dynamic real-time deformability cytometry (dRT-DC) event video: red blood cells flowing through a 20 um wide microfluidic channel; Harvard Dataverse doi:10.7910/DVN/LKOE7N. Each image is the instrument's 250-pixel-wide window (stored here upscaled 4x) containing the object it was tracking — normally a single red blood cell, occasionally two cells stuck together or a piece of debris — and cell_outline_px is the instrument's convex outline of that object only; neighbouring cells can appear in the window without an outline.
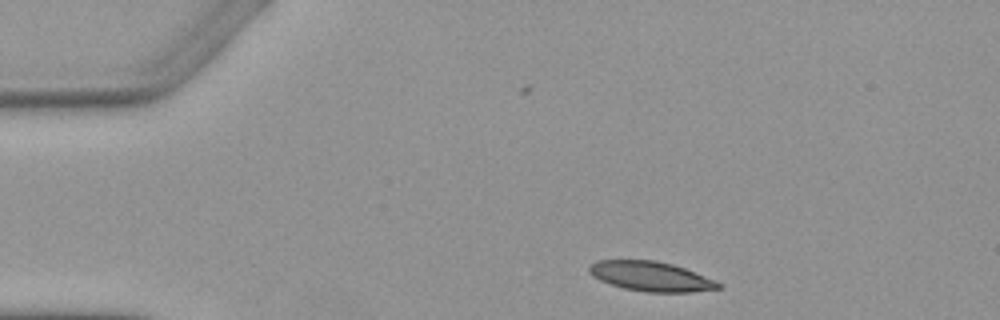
{"species": "Egyptian fruit bat (a non-hibernating species)", "species_latin": "Rousettus aegyptiacus", "temperature_condition": "warm", "stored_images_in_passage": 2, "camera_frame_rate_fps": 3000, "um_per_image_px": 0.085, "animal": {"sex": "female"}, "frame": {"image": 1, "passage_image": 1, "time_ms": 0.0, "image_size_px": [1000, 320], "cell_outline_px": [[724, 284], [720, 288], [692, 292], [644, 292], [624, 288], [600, 280], [592, 276], [588, 272], [588, 268], [596, 260], [656, 260], [672, 264], [684, 268], [716, 280]], "centroid_in_image_um": [55.34, 23.49], "position_along_channel_um": 29.7, "area_um2": 22.37}}